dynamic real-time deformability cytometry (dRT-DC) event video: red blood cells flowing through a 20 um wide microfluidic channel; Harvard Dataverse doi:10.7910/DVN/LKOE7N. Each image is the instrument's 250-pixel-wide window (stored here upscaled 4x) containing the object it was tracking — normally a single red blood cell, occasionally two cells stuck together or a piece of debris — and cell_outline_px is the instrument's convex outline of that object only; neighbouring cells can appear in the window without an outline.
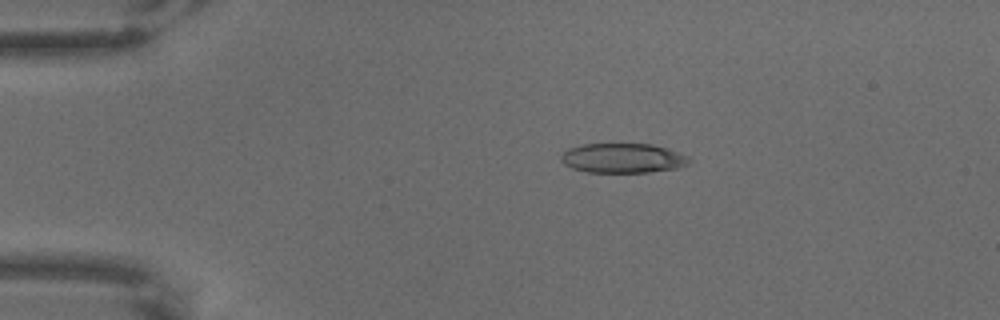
{"species": "common noctule bat (a hibernating species)", "species_latin": "Nyctalus noctula", "temperature_condition": "warm", "stored_images_in_passage": 65, "camera_frame_rate_fps": 3000, "um_per_image_px": 0.085, "animal": {"sex": "male", "body_mass_g": 18.8}, "frame": {"image": 1, "passage_image": 13, "time_ms": 4.0, "image_size_px": [1000, 320], "cell_outline_px": [[692, 160], [688, 164], [676, 168], [648, 172], [588, 172], [572, 168], [564, 164], [560, 160], [560, 156], [568, 148], [584, 144], [652, 144], [688, 156]], "centroid_in_image_um": [52.91, 13.44], "position_along_channel_um": 32.1, "area_um2": 21.96}}
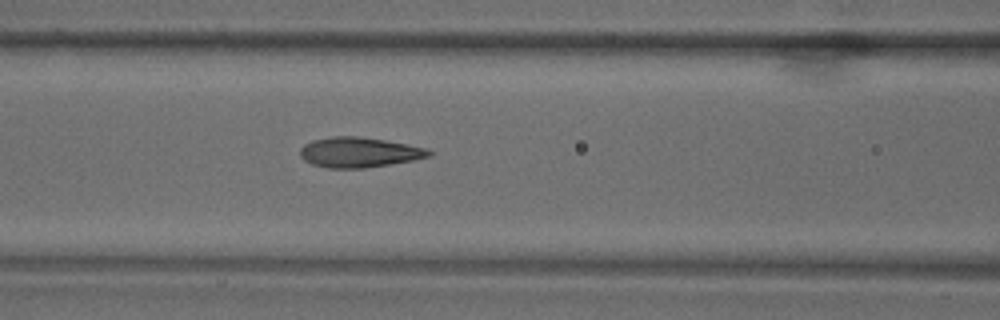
{"frame": {"image": 2, "passage_image": 28, "time_ms": 9.0, "image_size_px": [1000, 320], "cell_outline_px": [[432, 156], [412, 160], [364, 168], [328, 168], [312, 164], [304, 160], [300, 156], [300, 148], [304, 144], [312, 140], [332, 136], [356, 136], [384, 140], [408, 144], [428, 148], [432, 152]], "centroid_in_image_um": [30.51, 12.94], "position_along_channel_um": 136.1, "area_um2": 22.6}}
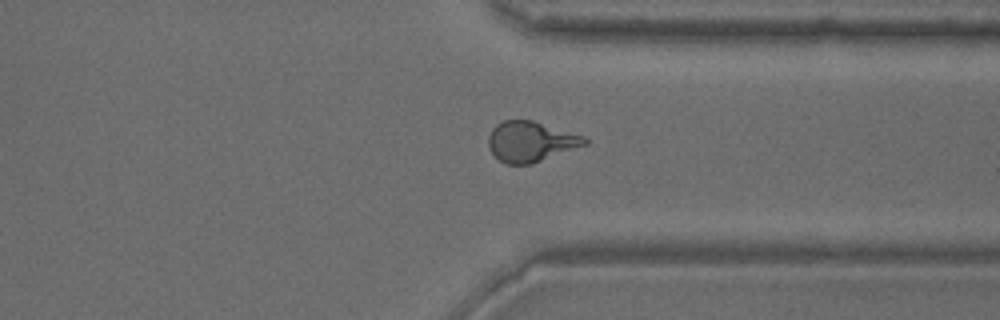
{"frame": {"image": 3, "passage_image": 50, "time_ms": 16.333, "image_size_px": [1000, 320], "cell_outline_px": [[588, 144], [532, 164], [508, 164], [500, 160], [488, 148], [488, 136], [492, 128], [496, 124], [504, 120], [532, 120], [584, 136], [588, 140]], "centroid_in_image_um": [45.11, 12.03], "position_along_channel_um": 366.3, "area_um2": 22.6}}